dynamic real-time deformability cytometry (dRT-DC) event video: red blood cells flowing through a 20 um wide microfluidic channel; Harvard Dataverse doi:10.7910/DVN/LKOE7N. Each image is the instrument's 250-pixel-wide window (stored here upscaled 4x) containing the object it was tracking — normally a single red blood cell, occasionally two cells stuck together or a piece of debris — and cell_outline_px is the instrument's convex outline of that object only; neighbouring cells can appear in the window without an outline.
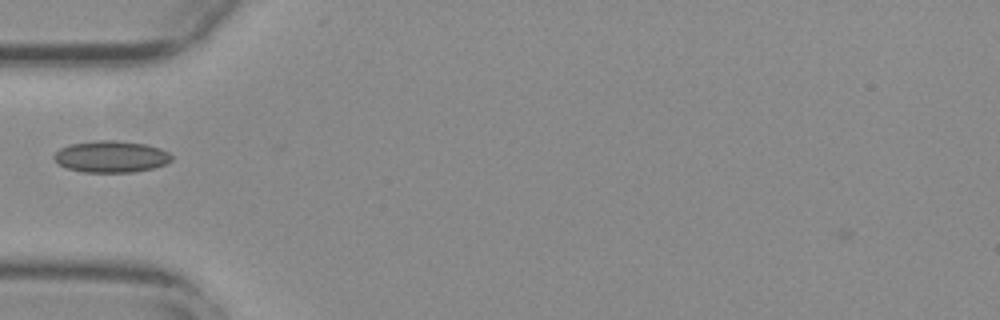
{"species": "common noctule bat (a hibernating species)", "species_latin": "Nyctalus noctula", "temperature_condition": "warm", "stored_images_in_passage": 39, "camera_frame_rate_fps": 3000, "um_per_image_px": 0.085, "animal": {"sex": "female", "body_mass_g": 29.2, "forearm_length_mm": 56.3}, "frame": {"image": 1, "passage_image": 3, "time_ms": 0.667, "image_size_px": [1000, 320], "cell_outline_px": [[172, 160], [164, 164], [152, 168], [136, 172], [84, 172], [68, 168], [60, 164], [52, 156], [60, 148], [68, 144], [96, 140], [116, 140], [144, 144], [160, 148], [168, 152], [172, 156]], "centroid_in_image_um": [9.44, 13.3], "position_along_channel_um": 75.6, "area_um2": 21.62}}
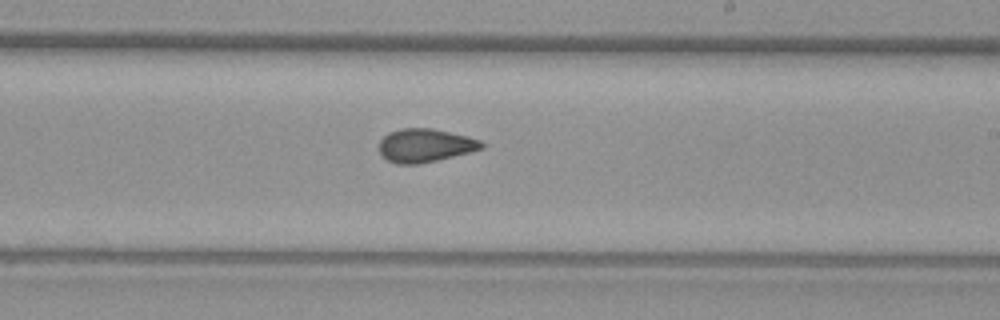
{"frame": {"image": 2, "passage_image": 17, "time_ms": 5.333, "image_size_px": [1000, 320], "cell_outline_px": [[484, 148], [420, 164], [396, 164], [388, 160], [380, 152], [380, 140], [388, 132], [400, 128], [432, 128], [468, 136], [480, 140], [484, 144]], "centroid_in_image_um": [36.13, 12.35], "position_along_channel_um": 252.9, "area_um2": 19.83}}
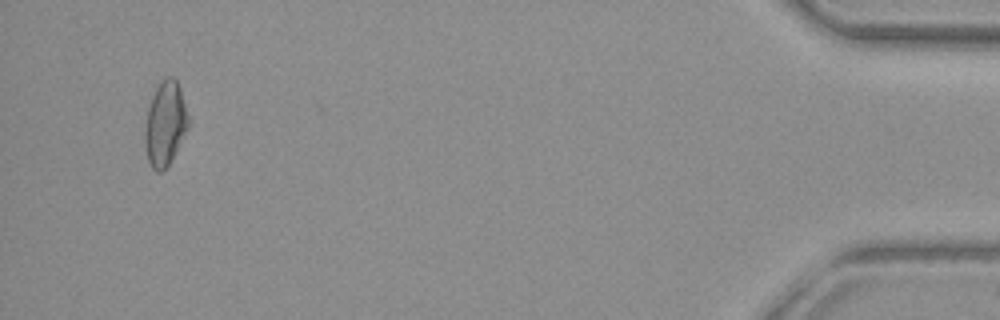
{"frame": {"image": 3, "passage_image": 37, "time_ms": 12.0, "image_size_px": [1000, 320], "cell_outline_px": [[188, 128], [168, 164], [160, 172], [156, 172], [152, 168], [148, 160], [144, 144], [144, 132], [148, 108], [152, 96], [160, 80], [164, 76], [172, 76], [176, 80], [180, 88], [188, 116]], "centroid_in_image_um": [14.02, 10.48], "position_along_channel_um": 421.2, "area_um2": 21.1}, "authors_computed_cell_mechanics": {"area_um2": 19.8832, "velocity_mm_per_s": 3.7836, "shape_relaxation_time_tau1_ms": null, "shape_relaxation_time_tau2_ms": 1.8029, "deformation_change_tau1": null, "deformation_change_tau2": 0.0788}}